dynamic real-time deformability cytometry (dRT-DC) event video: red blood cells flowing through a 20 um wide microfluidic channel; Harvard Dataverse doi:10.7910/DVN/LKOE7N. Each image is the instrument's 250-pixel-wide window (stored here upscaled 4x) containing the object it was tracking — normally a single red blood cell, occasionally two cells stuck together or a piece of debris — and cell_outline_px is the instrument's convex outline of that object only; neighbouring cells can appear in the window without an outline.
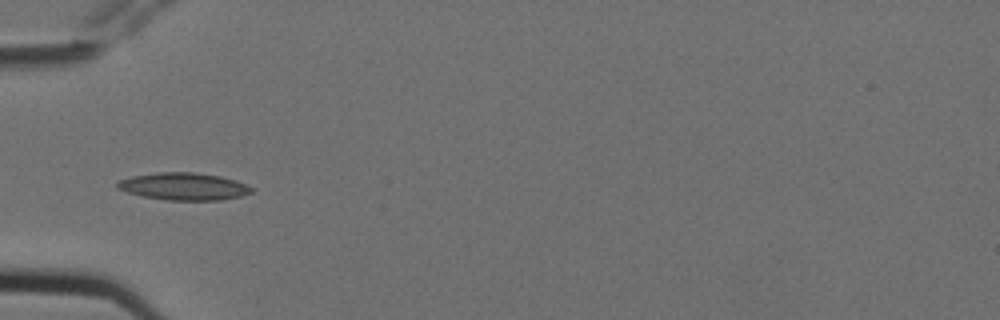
{"species": "Egyptian fruit bat (a non-hibernating species)", "species_latin": "Rousettus aegyptiacus", "temperature_condition": "cold", "stored_images_in_passage": 7, "camera_frame_rate_fps": 3000, "um_per_image_px": 0.085, "animal": {"sex": "female"}, "frame": {"image": 1, "passage_image": 6, "time_ms": 1.667, "image_size_px": [1000, 320], "cell_outline_px": [[252, 192], [240, 196], [220, 200], [164, 200], [140, 196], [116, 188], [116, 180], [132, 176], [156, 172], [196, 172], [220, 176], [236, 180], [252, 188]], "centroid_in_image_um": [15.55, 15.84], "position_along_channel_um": 69.4, "area_um2": 21.5}}
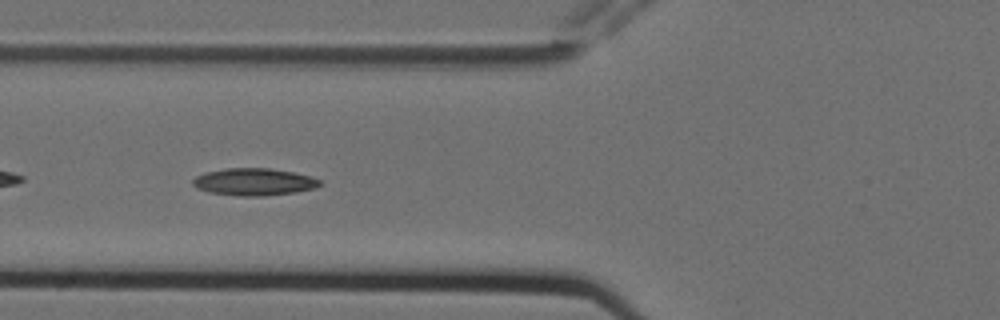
{"frame": {"image": 2, "passage_image": 7, "time_ms": 2.0, "image_size_px": [1000, 320], "cell_outline_px": [[324, 184], [316, 188], [296, 192], [264, 196], [240, 196], [208, 192], [196, 188], [192, 184], [192, 180], [196, 176], [204, 172], [228, 168], [268, 168], [292, 172], [312, 176], [320, 180]], "centroid_in_image_um": [21.6, 15.46], "position_along_channel_um": 104.2, "area_um2": 20.35}}